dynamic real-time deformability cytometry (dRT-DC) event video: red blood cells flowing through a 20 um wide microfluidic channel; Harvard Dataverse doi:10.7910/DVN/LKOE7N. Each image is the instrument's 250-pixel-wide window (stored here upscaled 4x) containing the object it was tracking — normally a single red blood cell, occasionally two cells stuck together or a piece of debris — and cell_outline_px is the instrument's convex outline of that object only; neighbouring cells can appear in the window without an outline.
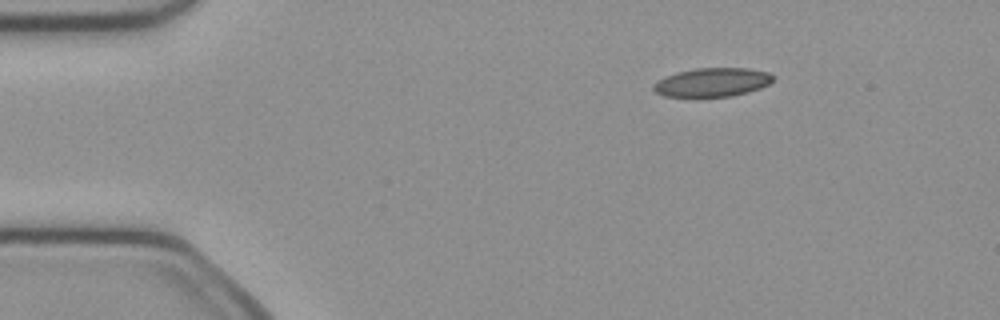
{"species": "common noctule bat (a hibernating species)", "species_latin": "Nyctalus noctula", "temperature_condition": "cold", "stored_images_in_passage": 44, "camera_frame_rate_fps": 3000, "um_per_image_px": 0.085, "animal": {"sex": "female", "body_mass_g": 21.9}, "frame": {"image": 1, "passage_image": 1, "time_ms": 0.0, "image_size_px": [1000, 320], "cell_outline_px": [[772, 80], [768, 84], [760, 88], [748, 92], [732, 96], [664, 96], [656, 92], [652, 88], [652, 84], [656, 80], [664, 76], [676, 72], [696, 68], [748, 68], [768, 72], [772, 76]], "centroid_in_image_um": [60.49, 6.98], "position_along_channel_um": 24.5, "area_um2": 20.0}}
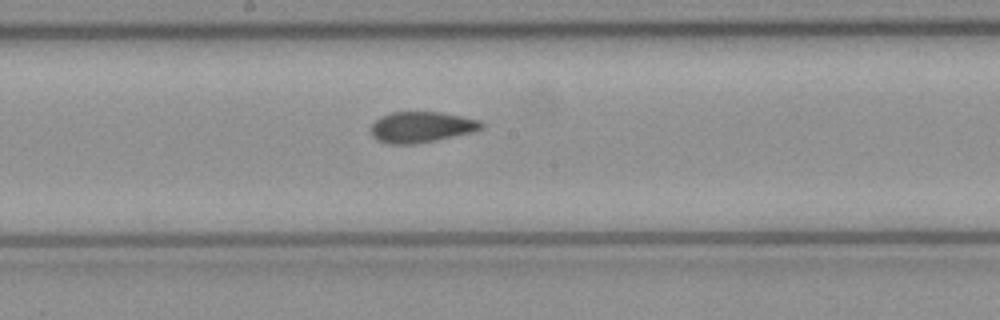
{"frame": {"image": 2, "passage_image": 20, "time_ms": 6.333, "image_size_px": [1000, 320], "cell_outline_px": [[484, 128], [472, 132], [436, 140], [412, 144], [388, 144], [376, 140], [372, 136], [372, 124], [380, 116], [392, 112], [440, 112], [480, 120], [484, 124]], "centroid_in_image_um": [35.81, 10.8], "position_along_channel_um": 212.4, "area_um2": 19.83}}
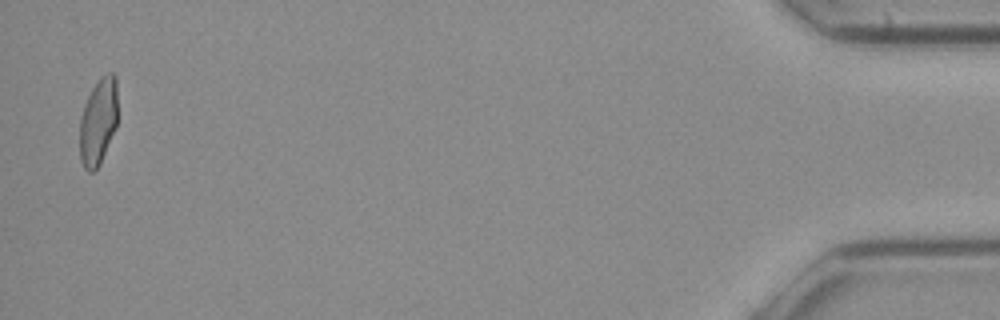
{"frame": {"image": 3, "passage_image": 43, "time_ms": 14.0, "image_size_px": [1000, 320], "cell_outline_px": [[116, 128], [100, 164], [92, 172], [88, 172], [84, 168], [80, 160], [80, 116], [84, 104], [92, 88], [108, 72], [112, 72], [116, 76]], "centroid_in_image_um": [8.33, 10.37], "position_along_channel_um": 426.9, "area_um2": 19.02}, "authors_computed_cell_mechanics": {"area_um2": 20.1722, "velocity_mm_per_s": 4.0462, "shape_relaxation_time_tau1_ms": null, "shape_relaxation_time_tau2_ms": 2.0396, "deformation_change_tau1": null, "deformation_change_tau2": 0.0695}}